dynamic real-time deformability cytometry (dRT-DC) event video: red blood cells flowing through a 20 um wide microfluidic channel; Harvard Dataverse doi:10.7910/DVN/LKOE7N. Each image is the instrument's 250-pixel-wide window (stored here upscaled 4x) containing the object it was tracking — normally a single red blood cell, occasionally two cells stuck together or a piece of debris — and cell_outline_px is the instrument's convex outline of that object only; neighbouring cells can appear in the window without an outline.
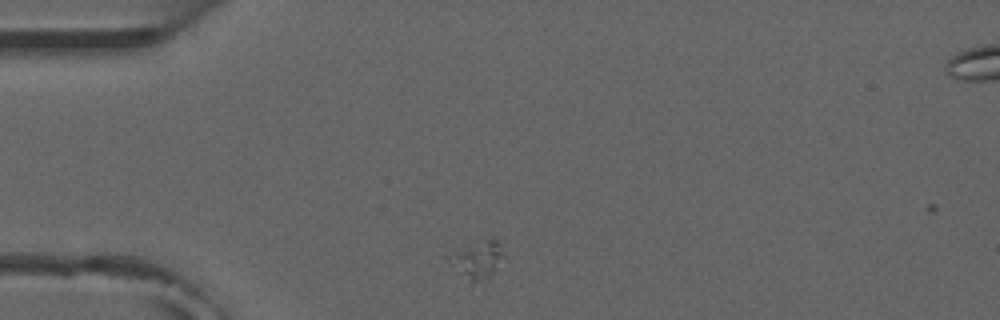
{"species": "common noctule bat (a hibernating species)", "species_latin": "Nyctalus noctula", "temperature_condition": "room temperature", "stored_images_in_passage": 2, "camera_frame_rate_fps": 3000, "um_per_image_px": 0.085, "animal": {"sex": "male", "forearm_length_mm": 52.5}, "frame": {"image": 1, "passage_image": 1, "time_ms": 0.0, "image_size_px": [1000, 320], "cell_outline_px": [[500, 256], [496, 268], [488, 280], [472, 284], [468, 284], [440, 256], [484, 240], [496, 240], [500, 244]], "centroid_in_image_um": [40.38, 22.18], "position_along_channel_um": 44.6, "area_um2": 12.2}}